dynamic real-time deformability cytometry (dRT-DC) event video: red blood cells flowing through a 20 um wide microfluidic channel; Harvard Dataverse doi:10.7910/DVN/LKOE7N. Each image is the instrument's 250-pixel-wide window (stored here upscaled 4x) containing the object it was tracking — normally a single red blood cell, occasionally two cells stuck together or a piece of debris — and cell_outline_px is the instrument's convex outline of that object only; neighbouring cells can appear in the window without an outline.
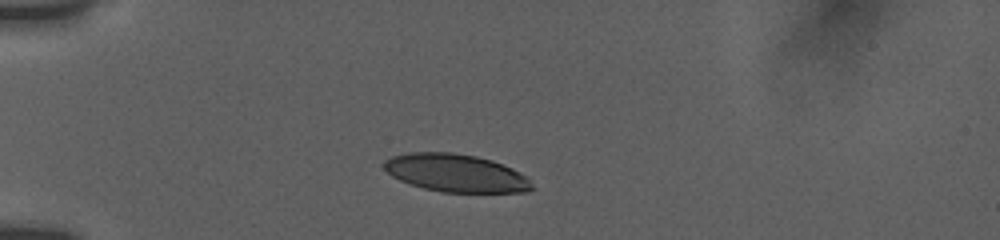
{"species": "human", "species_latin": "Homo sapiens", "temperature_condition": "room temperature", "stored_images_in_passage": 6, "camera_frame_rate_fps": 3000, "um_per_image_px": 0.085, "donor": {"sex": "female"}, "frame": {"image": 1, "passage_image": 3, "time_ms": 1.667, "image_size_px": [1000, 240], "cell_outline_px": [[536, 188], [528, 192], [440, 192], [424, 188], [400, 180], [392, 176], [384, 168], [384, 160], [392, 156], [408, 152], [452, 152], [476, 156], [492, 160], [504, 164], [528, 176]], "centroid_in_image_um": [38.8, 14.7], "position_along_channel_um": 46.2, "area_um2": 32.89}}
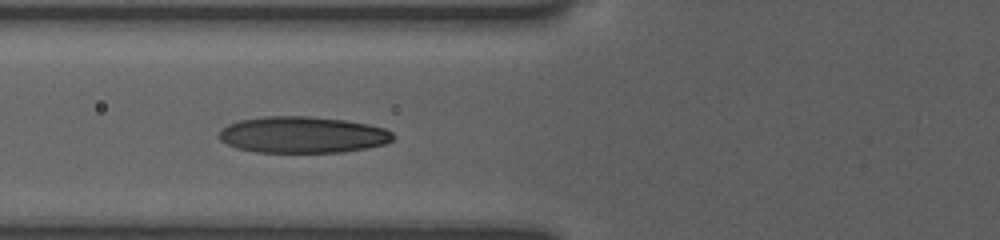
{"frame": {"image": 2, "passage_image": 5, "time_ms": 4.0, "image_size_px": [1000, 240], "cell_outline_px": [[392, 140], [384, 144], [368, 148], [344, 152], [256, 152], [236, 148], [220, 140], [216, 136], [228, 124], [240, 120], [264, 116], [308, 116], [344, 120], [368, 124], [384, 128], [392, 132]], "centroid_in_image_um": [25.7, 11.46], "position_along_channel_um": 100.1, "area_um2": 36.93}}
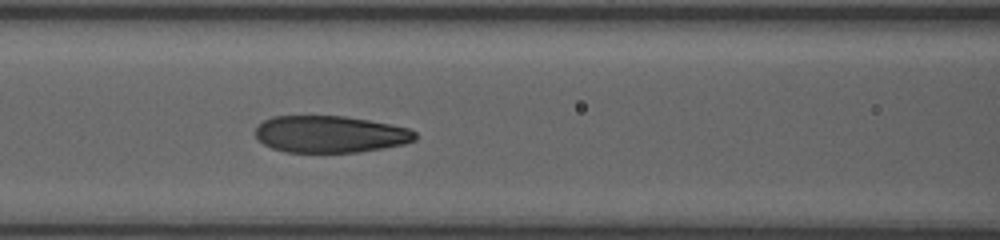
{"frame": {"image": 3, "passage_image": 6, "time_ms": 5.0, "image_size_px": [1000, 240], "cell_outline_px": [[416, 140], [404, 144], [384, 148], [360, 152], [288, 152], [272, 148], [264, 144], [256, 136], [256, 128], [264, 120], [272, 116], [344, 116], [368, 120], [408, 128], [416, 132]], "centroid_in_image_um": [28.08, 11.41], "position_along_channel_um": 138.5, "area_um2": 34.22}}